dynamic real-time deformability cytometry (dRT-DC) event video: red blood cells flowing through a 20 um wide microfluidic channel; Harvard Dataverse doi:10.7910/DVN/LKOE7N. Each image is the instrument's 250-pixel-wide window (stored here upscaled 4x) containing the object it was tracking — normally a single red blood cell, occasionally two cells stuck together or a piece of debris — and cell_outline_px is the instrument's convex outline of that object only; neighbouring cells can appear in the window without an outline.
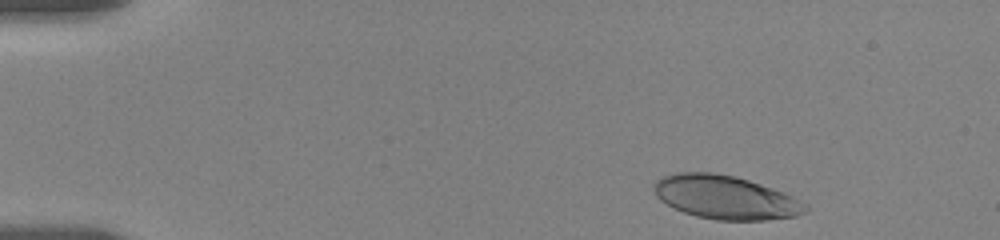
{"species": "human", "species_latin": "Homo sapiens", "temperature_condition": "room temperature", "stored_images_in_passage": 35, "camera_frame_rate_fps": 3000, "um_per_image_px": 0.085, "donor": {"sex": "female"}, "frame": {"image": 1, "passage_image": 2, "time_ms": 0.333, "image_size_px": [1000, 240], "cell_outline_px": [[812, 208], [808, 212], [796, 216], [768, 220], [716, 220], [696, 216], [684, 212], [660, 200], [656, 196], [652, 184], [656, 180], [664, 176], [676, 172], [712, 172], [736, 176], [784, 192], [808, 204]], "centroid_in_image_um": [61.71, 16.77], "position_along_channel_um": 23.3, "area_um2": 38.73}}
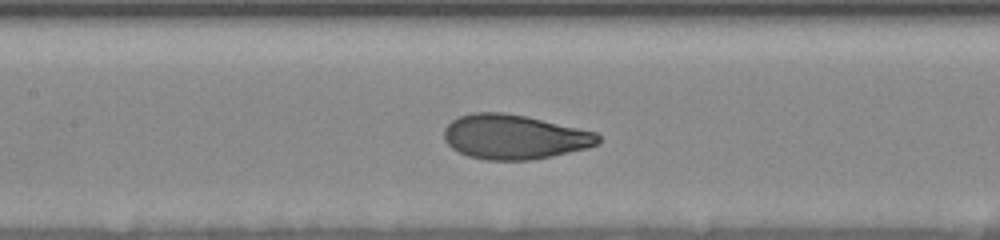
{"frame": {"image": 2, "passage_image": 20, "time_ms": 7.0, "image_size_px": [1000, 240], "cell_outline_px": [[600, 144], [588, 148], [552, 156], [532, 160], [488, 160], [468, 156], [452, 148], [444, 140], [444, 128], [452, 120], [460, 116], [472, 112], [504, 112], [528, 116], [596, 132], [600, 136]], "centroid_in_image_um": [43.73, 11.63], "position_along_channel_um": 163.7, "area_um2": 40.29}}
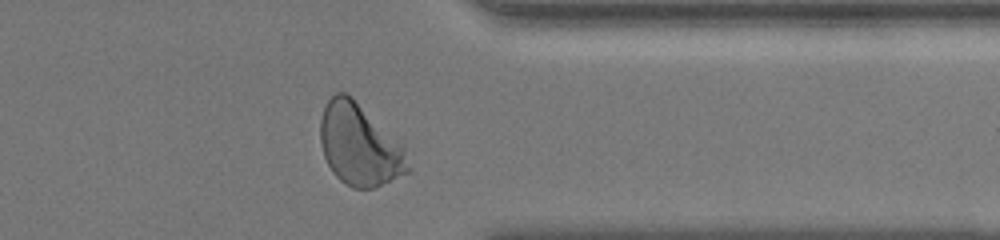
{"frame": {"image": 3, "passage_image": 34, "time_ms": 13.333, "image_size_px": [1000, 240], "cell_outline_px": [[412, 168], [408, 172], [372, 188], [352, 188], [344, 184], [332, 172], [324, 156], [320, 140], [320, 120], [324, 108], [328, 100], [336, 92], [344, 92], [352, 96], [404, 144]], "centroid_in_image_um": [30.58, 12.3], "position_along_channel_um": 380.8, "area_um2": 42.14}, "authors_computed_cell_mechanics": {"area_um2": 39.593, "velocity_mm_per_s": 3.4932, "shape_relaxation_time_tau1_ms": 4.0141, "shape_relaxation_time_tau2_ms": null, "deformation_change_tau1": 0.1763, "deformation_change_tau2": null}}